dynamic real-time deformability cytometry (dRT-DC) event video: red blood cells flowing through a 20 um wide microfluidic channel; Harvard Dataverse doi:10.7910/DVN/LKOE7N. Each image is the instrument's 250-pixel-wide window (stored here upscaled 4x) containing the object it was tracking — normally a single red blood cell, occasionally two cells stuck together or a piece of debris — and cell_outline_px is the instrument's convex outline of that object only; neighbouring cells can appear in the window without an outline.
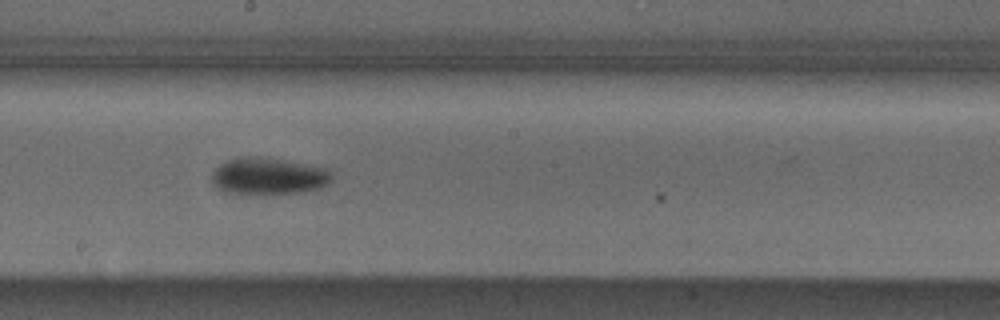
{"species": "Egyptian fruit bat (a non-hibernating species)", "species_latin": "Rousettus aegyptiacus", "temperature_condition": "cold", "stored_images_in_passage": 22, "camera_frame_rate_fps": 3000, "um_per_image_px": 0.085, "animal": {"sex": "male"}, "frame": {"image": 1, "passage_image": 16, "time_ms": 5.0, "image_size_px": [1000, 320], "cell_outline_px": [[332, 180], [328, 184], [320, 188], [304, 192], [224, 192], [216, 188], [208, 180], [212, 172], [220, 164], [228, 160], [240, 156], [256, 156], [284, 160], [328, 168], [332, 172]], "centroid_in_image_um": [22.8, 14.94], "position_along_channel_um": 225.4, "area_um2": 25.66}}
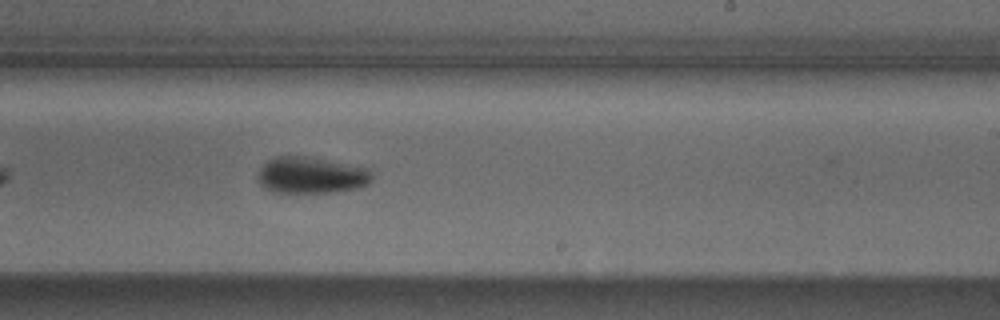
{"frame": {"image": 2, "passage_image": 19, "time_ms": 6.0, "image_size_px": [1000, 320], "cell_outline_px": [[372, 180], [368, 184], [360, 188], [336, 192], [272, 192], [264, 188], [256, 180], [256, 176], [260, 168], [268, 160], [276, 156], [304, 156], [372, 168]], "centroid_in_image_um": [26.46, 14.9], "position_along_channel_um": 262.5, "area_um2": 24.62}}